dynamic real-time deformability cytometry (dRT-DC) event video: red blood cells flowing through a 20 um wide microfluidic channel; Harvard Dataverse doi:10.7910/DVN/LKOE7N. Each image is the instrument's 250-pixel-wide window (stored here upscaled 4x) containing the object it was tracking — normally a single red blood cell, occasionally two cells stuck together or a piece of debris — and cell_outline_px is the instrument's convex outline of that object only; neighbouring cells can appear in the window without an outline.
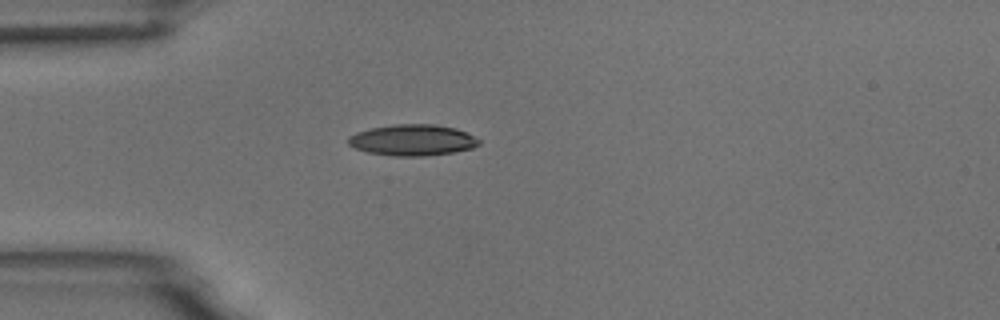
{"species": "common noctule bat (a hibernating species)", "species_latin": "Nyctalus noctula", "temperature_condition": "room temperature", "stored_images_in_passage": 1, "camera_frame_rate_fps": 3000, "um_per_image_px": 0.085, "animal": {"sex": "male", "body_mass_g": 18.8}, "frame": {"image": 1, "passage_image": 1, "time_ms": 0.0, "image_size_px": [1000, 320], "cell_outline_px": [[480, 144], [472, 148], [452, 152], [424, 156], [392, 156], [368, 152], [356, 148], [348, 144], [348, 136], [356, 132], [372, 128], [396, 124], [436, 124], [456, 128], [480, 140]], "centroid_in_image_um": [35.05, 11.9], "position_along_channel_um": 49.9, "area_um2": 23.58}}